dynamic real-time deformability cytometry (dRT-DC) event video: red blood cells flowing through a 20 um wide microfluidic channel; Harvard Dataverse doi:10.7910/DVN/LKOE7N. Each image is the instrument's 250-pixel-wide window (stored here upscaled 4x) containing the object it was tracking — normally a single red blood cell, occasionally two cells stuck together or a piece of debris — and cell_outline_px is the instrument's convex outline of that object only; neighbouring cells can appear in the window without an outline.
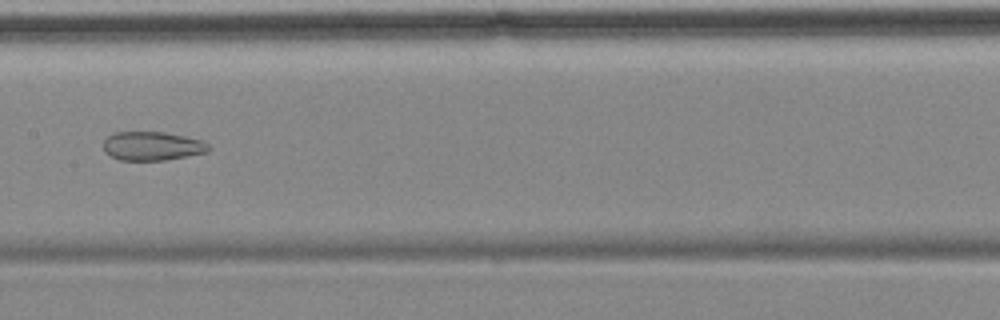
{"species": "common noctule bat (a hibernating species)", "species_latin": "Nyctalus noctula", "temperature_condition": "cold", "stored_images_in_passage": 8, "camera_frame_rate_fps": 3000, "um_per_image_px": 0.085, "animal": {"sex": "female", "body_mass_g": 18.4}, "frame": {"image": 1, "passage_image": 8, "time_ms": 8.0, "image_size_px": [1000, 320], "cell_outline_px": [[212, 148], [208, 152], [164, 160], [120, 160], [104, 152], [104, 140], [112, 132], [164, 132], [184, 136], [200, 140], [208, 144]], "centroid_in_image_um": [12.93, 12.41], "position_along_channel_um": 194.5, "area_um2": 17.63}}